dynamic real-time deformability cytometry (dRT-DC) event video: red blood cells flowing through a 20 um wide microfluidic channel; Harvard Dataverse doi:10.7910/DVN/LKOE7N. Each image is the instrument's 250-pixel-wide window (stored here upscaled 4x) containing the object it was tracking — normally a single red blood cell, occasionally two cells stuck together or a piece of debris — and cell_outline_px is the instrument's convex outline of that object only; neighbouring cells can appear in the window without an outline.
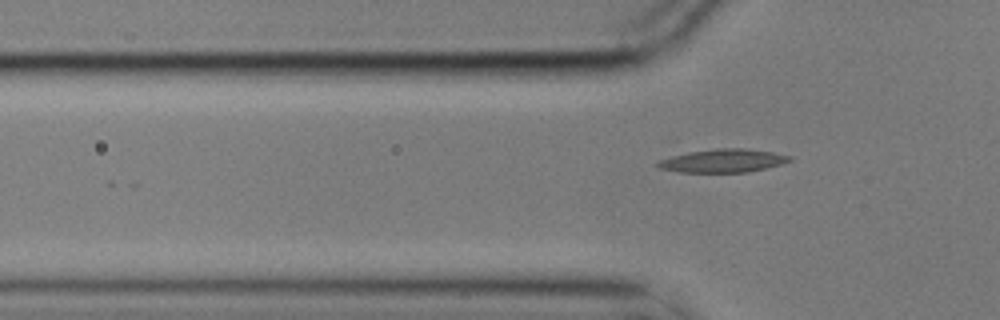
{"species": "common noctule bat (a hibernating species)", "species_latin": "Nyctalus noctula", "temperature_condition": "cold", "stored_images_in_passage": 7, "segment_of_instrument_passage": [2, 2], "camera_frame_rate_fps": 3000, "um_per_image_px": 0.085, "animal": {"sex": "male", "body_mass_g": 17.9}, "frame": {"image": 1, "passage_image": 7, "time_ms": 2.0, "image_size_px": [1000, 320], "cell_outline_px": [[792, 160], [780, 164], [748, 172], [680, 172], [660, 168], [656, 164], [660, 160], [672, 156], [688, 152], [716, 148], [744, 148], [772, 152], [792, 156]], "centroid_in_image_um": [61.47, 13.65], "position_along_channel_um": 64.3, "area_um2": 17.69}}